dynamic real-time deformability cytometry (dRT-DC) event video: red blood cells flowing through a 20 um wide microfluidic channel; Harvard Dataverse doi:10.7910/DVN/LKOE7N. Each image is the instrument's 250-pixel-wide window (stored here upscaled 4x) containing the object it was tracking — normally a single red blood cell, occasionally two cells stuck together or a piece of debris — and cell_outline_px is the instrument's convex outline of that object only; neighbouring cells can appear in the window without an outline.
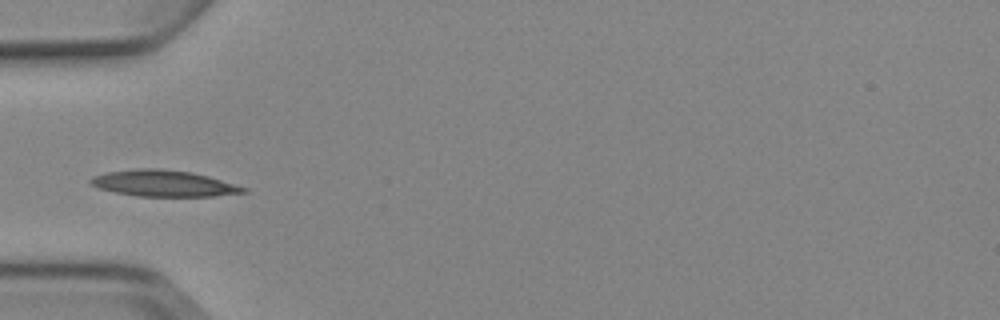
{"species": "Egyptian fruit bat (a non-hibernating species)", "species_latin": "Rousettus aegyptiacus", "temperature_condition": "cold", "stored_images_in_passage": 6, "camera_frame_rate_fps": 3000, "um_per_image_px": 0.085, "animal": {"sex": "female"}, "frame": {"image": 1, "passage_image": 6, "time_ms": 5.667, "image_size_px": [1000, 320], "cell_outline_px": [[248, 192], [212, 196], [136, 196], [96, 188], [88, 180], [92, 176], [104, 172], [136, 168], [160, 168], [192, 172], [208, 176], [248, 188]], "centroid_in_image_um": [13.87, 15.57], "position_along_channel_um": 71.1, "area_um2": 23.52}}